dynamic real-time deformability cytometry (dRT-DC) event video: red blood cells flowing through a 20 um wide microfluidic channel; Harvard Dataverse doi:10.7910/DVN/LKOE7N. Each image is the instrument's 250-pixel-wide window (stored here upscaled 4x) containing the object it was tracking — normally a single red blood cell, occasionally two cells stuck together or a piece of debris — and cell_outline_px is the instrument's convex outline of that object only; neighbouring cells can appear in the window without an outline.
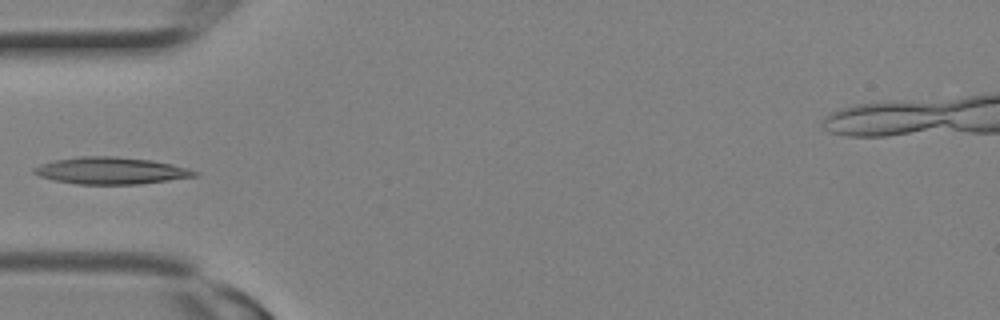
{"species": "Egyptian fruit bat (a non-hibernating species)", "species_latin": "Rousettus aegyptiacus", "temperature_condition": "room temperature", "stored_images_in_passage": 2, "camera_frame_rate_fps": 3000, "um_per_image_px": 0.085, "animal": {"sex": "female"}, "frame": {"image": 1, "passage_image": 2, "time_ms": 0.333, "image_size_px": [1000, 320], "cell_outline_px": [[200, 172], [196, 176], [140, 184], [76, 184], [56, 180], [40, 176], [32, 172], [32, 168], [40, 164], [52, 160], [80, 156], [116, 156], [152, 160], [172, 164], [188, 168]], "centroid_in_image_um": [9.42, 14.5], "position_along_channel_um": 75.6, "area_um2": 25.26}}